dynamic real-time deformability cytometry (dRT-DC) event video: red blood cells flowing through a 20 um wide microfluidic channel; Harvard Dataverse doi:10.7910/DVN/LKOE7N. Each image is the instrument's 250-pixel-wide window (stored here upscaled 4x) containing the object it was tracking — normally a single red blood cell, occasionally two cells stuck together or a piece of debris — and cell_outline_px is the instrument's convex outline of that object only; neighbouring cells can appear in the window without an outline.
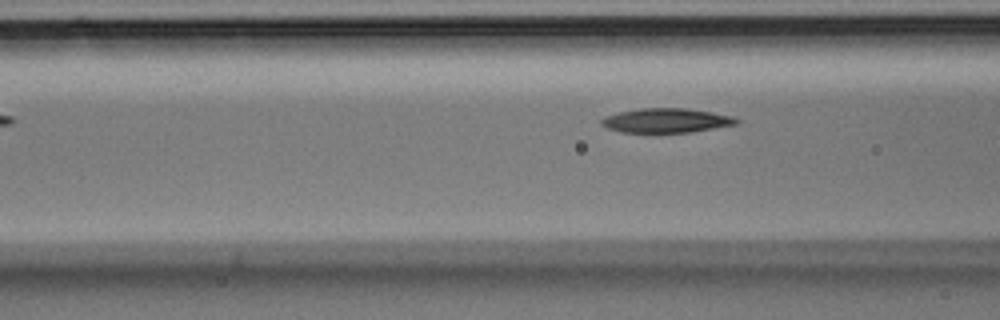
{"species": "Egyptian fruit bat (a non-hibernating species)", "species_latin": "Rousettus aegyptiacus", "temperature_condition": "room temperature", "stored_images_in_passage": 5, "camera_frame_rate_fps": 3000, "um_per_image_px": 0.085, "animal": {"sex": "male"}, "frame": {"image": 1, "passage_image": 5, "time_ms": 1.333, "image_size_px": [1000, 320], "cell_outline_px": [[740, 120], [736, 124], [692, 132], [620, 132], [608, 128], [600, 124], [600, 120], [604, 116], [620, 112], [640, 108], [684, 108], [712, 112], [732, 116]], "centroid_in_image_um": [56.61, 10.24], "position_along_channel_um": 110.0, "area_um2": 19.07}}